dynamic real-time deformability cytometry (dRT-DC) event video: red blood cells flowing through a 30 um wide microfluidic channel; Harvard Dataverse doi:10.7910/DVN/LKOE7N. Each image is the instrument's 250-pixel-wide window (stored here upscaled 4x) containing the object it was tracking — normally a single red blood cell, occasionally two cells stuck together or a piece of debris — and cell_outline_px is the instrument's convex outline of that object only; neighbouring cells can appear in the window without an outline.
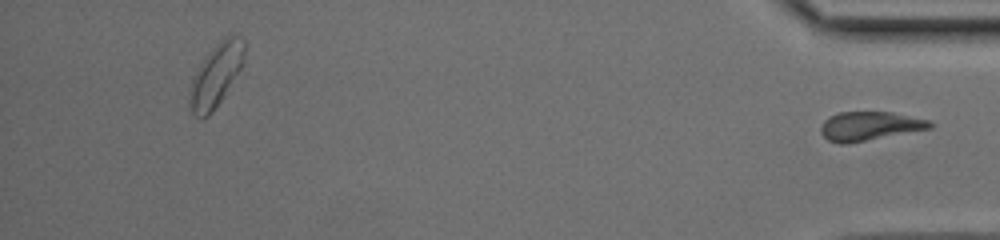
{"species": "common noctule bat (a hibernating species)", "species_latin": "Nyctalus noctula", "temperature_condition": "cold", "stored_images_in_passage": 37, "segment_of_instrument_passage": [2, 2], "camera_frame_rate_fps": 3000, "um_per_image_px": 0.085, "animal": {"sex": "female", "body_mass_g": 17.0, "forearm_length_mm": 48.0}, "frame": {"image": 1, "passage_image": 37, "time_ms": 12.0, "image_size_px": [1000, 240], "cell_outline_px": [[936, 124], [932, 128], [848, 144], [840, 144], [828, 140], [820, 132], [820, 128], [824, 120], [828, 116], [840, 112], [892, 112], [932, 120]], "centroid_in_image_um": [73.95, 10.71], "position_along_channel_um": 361.2, "area_um2": 18.67}}